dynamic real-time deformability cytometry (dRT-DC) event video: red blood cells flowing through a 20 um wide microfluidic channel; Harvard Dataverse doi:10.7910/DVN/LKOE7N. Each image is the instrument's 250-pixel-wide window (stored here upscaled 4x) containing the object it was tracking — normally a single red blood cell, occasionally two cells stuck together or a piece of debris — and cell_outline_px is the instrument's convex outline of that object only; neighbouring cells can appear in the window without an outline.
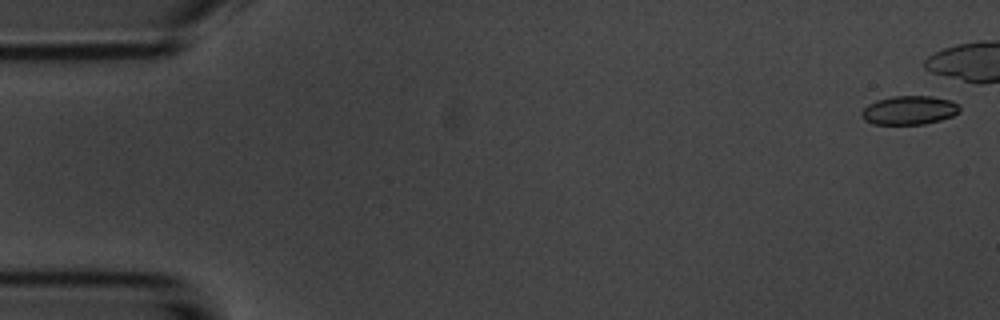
{"species": "common noctule bat (a hibernating species)", "species_latin": "Nyctalus noctula", "temperature_condition": "room temperature", "stored_images_in_passage": 8, "camera_frame_rate_fps": 3000, "um_per_image_px": 0.085, "animal": {"sex": "male", "body_mass_g": 20.1, "forearm_length_mm": 53.5}, "frame": {"image": 1, "passage_image": 1, "time_ms": 0.0, "image_size_px": [1000, 320], "cell_outline_px": [[960, 112], [952, 116], [940, 120], [924, 124], [872, 124], [864, 120], [860, 116], [860, 112], [868, 104], [876, 100], [892, 96], [932, 96], [952, 100], [960, 104]], "centroid_in_image_um": [77.29, 9.36], "position_along_channel_um": 7.7, "area_um2": 16.7}}
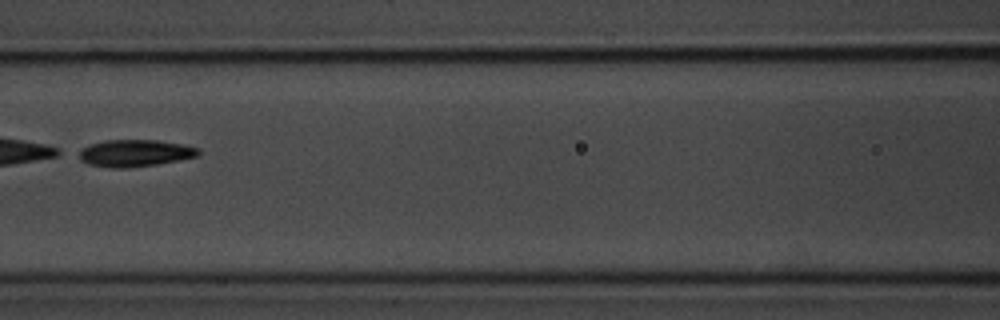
{"frame": {"image": 2, "passage_image": 8, "time_ms": 9.0, "image_size_px": [1000, 320], "cell_outline_px": [[200, 156], [156, 164], [124, 168], [112, 168], [88, 164], [80, 160], [72, 152], [88, 144], [104, 140], [156, 140], [180, 144], [200, 148]], "centroid_in_image_um": [11.37, 13.01], "position_along_channel_um": 155.2, "area_um2": 19.13}}